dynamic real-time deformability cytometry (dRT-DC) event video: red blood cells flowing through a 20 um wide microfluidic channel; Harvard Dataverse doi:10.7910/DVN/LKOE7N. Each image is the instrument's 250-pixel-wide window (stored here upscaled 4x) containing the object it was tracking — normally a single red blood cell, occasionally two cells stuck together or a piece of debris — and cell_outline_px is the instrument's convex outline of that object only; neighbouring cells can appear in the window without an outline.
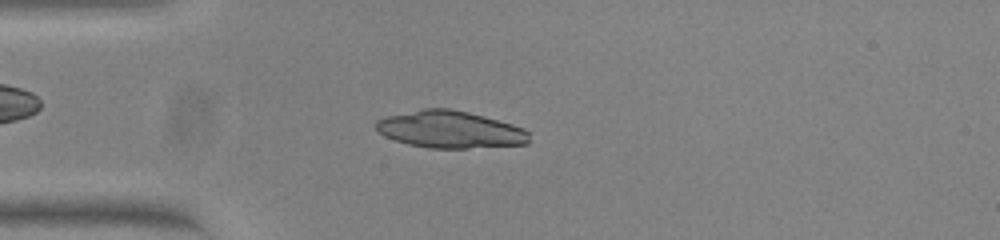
{"species": "common noctule bat (a hibernating species)", "species_latin": "Nyctalus noctula", "temperature_condition": "warm", "stored_images_in_passage": 53, "camera_frame_rate_fps": 3000, "um_per_image_px": 0.085, "animal": {"sex": "female", "body_mass_g": 23.0, "forearm_length_mm": 53.4}, "frame": {"image": 1, "passage_image": 14, "time_ms": 4.333, "image_size_px": [1000, 240], "cell_outline_px": [[528, 144], [468, 148], [428, 148], [408, 144], [384, 136], [376, 128], [376, 120], [384, 116], [424, 108], [448, 108], [468, 112], [512, 124], [524, 128], [528, 132]], "centroid_in_image_um": [38.23, 11.0], "position_along_channel_um": 46.8, "area_um2": 33.06}}